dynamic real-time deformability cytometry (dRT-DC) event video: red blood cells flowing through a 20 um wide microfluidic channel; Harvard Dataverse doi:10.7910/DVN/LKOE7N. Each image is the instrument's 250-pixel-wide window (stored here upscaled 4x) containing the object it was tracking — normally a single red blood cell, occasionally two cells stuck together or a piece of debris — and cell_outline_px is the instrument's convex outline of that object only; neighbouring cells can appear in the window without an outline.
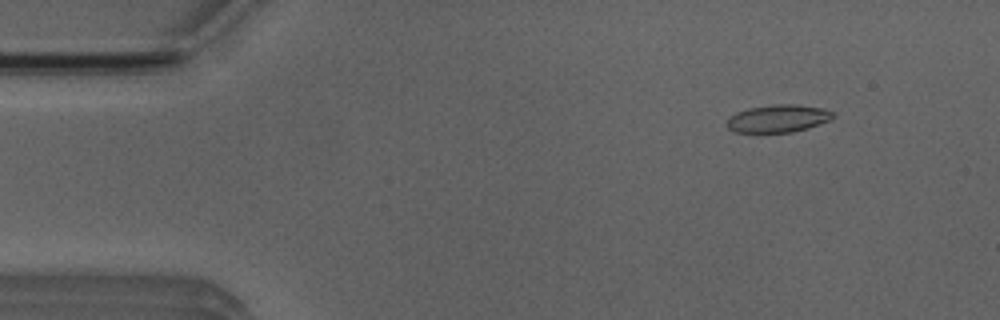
{"species": "Egyptian fruit bat (a non-hibernating species)", "species_latin": "Rousettus aegyptiacus", "temperature_condition": "room temperature", "stored_images_in_passage": 3, "camera_frame_rate_fps": 3000, "um_per_image_px": 0.085, "animal": {"sex": "male"}, "frame": {"image": 1, "passage_image": 1, "time_ms": 0.0, "image_size_px": [1000, 320], "cell_outline_px": [[832, 116], [828, 120], [808, 128], [792, 132], [736, 132], [728, 128], [728, 116], [736, 112], [748, 108], [772, 104], [792, 104], [824, 108], [832, 112]], "centroid_in_image_um": [66.09, 10.06], "position_along_channel_um": 18.9, "area_um2": 16.88}}